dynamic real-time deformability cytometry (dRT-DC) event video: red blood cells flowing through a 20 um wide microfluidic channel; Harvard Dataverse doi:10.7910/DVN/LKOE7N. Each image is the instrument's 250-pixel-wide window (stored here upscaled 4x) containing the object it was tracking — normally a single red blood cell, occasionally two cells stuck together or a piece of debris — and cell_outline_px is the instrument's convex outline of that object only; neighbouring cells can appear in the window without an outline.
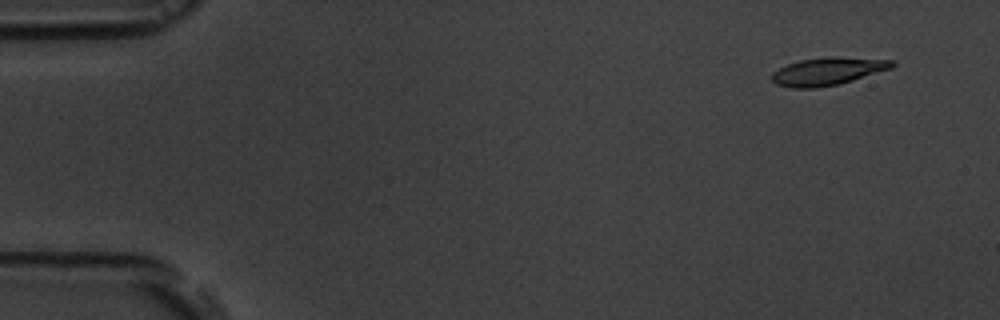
{"species": "common noctule bat (a hibernating species)", "species_latin": "Nyctalus noctula", "temperature_condition": "room temperature", "stored_images_in_passage": 16, "camera_frame_rate_fps": 3000, "um_per_image_px": 0.085, "animal": {"sex": "male", "body_mass_g": 19.5, "forearm_length_mm": 54.6}, "frame": {"image": 1, "passage_image": 1, "time_ms": 0.0, "image_size_px": [1000, 320], "cell_outline_px": [[896, 64], [892, 68], [840, 84], [816, 88], [792, 88], [776, 84], [772, 80], [772, 72], [788, 64], [800, 60], [828, 56], [836, 56], [892, 60]], "centroid_in_image_um": [70.37, 6.06], "position_along_channel_um": 14.6, "area_um2": 19.48}}
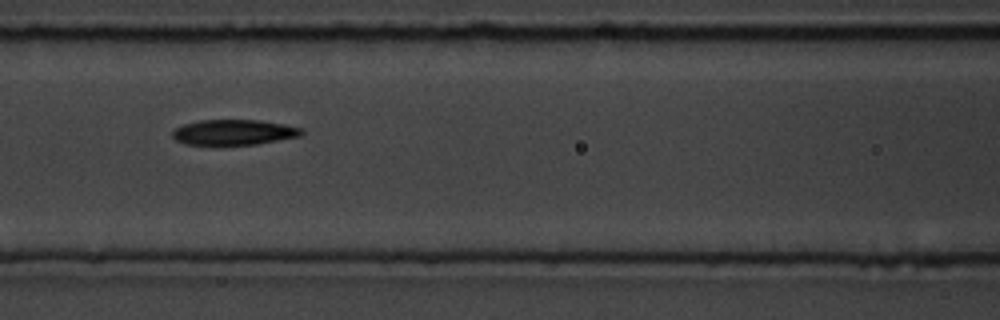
{"frame": {"image": 2, "passage_image": 7, "time_ms": 6.667, "image_size_px": [1000, 320], "cell_outline_px": [[304, 132], [300, 136], [256, 144], [184, 144], [176, 140], [172, 136], [172, 132], [176, 128], [184, 124], [200, 120], [260, 120], [284, 124], [300, 128]], "centroid_in_image_um": [19.87, 11.23], "position_along_channel_um": 146.7, "area_um2": 18.84}}
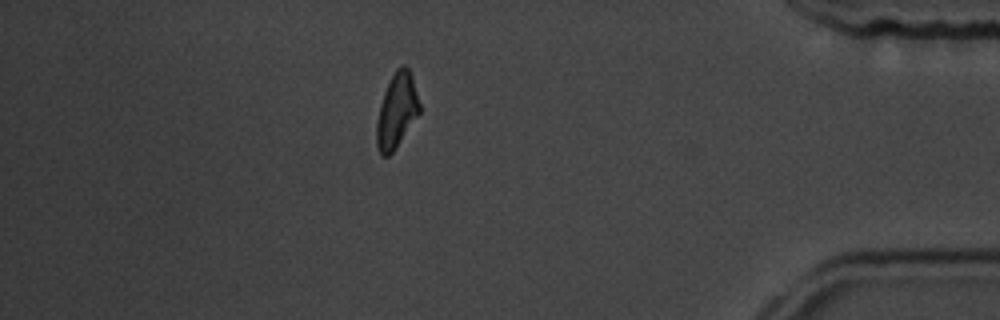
{"frame": {"image": 3, "passage_image": 14, "time_ms": 14.667, "image_size_px": [1000, 320], "cell_outline_px": [[420, 112], [396, 148], [388, 156], [380, 156], [376, 144], [376, 120], [380, 104], [384, 92], [396, 68], [400, 64], [404, 64], [408, 68], [412, 76], [420, 104]], "centroid_in_image_um": [33.71, 9.42], "position_along_channel_um": 401.5, "area_um2": 18.73}, "authors_computed_cell_mechanics": {"area_um2": 19.4497, "velocity_mm_per_s": 3.6994, "shape_relaxation_time_tau1_ms": 3.5804, "shape_relaxation_time_tau2_ms": 4.9625, "deformation_change_tau1": 0.137, "deformation_change_tau2": 0.1237}}